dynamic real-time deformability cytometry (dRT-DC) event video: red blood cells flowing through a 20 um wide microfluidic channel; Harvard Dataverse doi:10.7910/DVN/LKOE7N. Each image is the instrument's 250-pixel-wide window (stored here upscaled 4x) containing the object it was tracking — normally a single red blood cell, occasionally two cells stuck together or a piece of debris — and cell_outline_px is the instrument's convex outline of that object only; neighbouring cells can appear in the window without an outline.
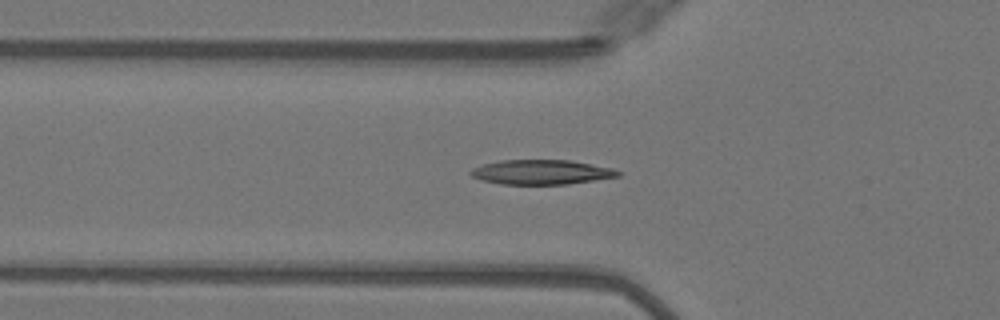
{"species": "Egyptian fruit bat (a non-hibernating species)", "species_latin": "Rousettus aegyptiacus", "temperature_condition": "warm", "stored_images_in_passage": 39, "camera_frame_rate_fps": 3000, "um_per_image_px": 0.085, "animal": {"sex": "female"}, "frame": {"image": 1, "passage_image": 11, "time_ms": 3.333, "image_size_px": [1000, 320], "cell_outline_px": [[620, 176], [568, 184], [500, 184], [484, 180], [472, 176], [468, 172], [472, 168], [484, 164], [500, 160], [572, 160], [612, 168], [620, 172]], "centroid_in_image_um": [46.02, 14.62], "position_along_channel_um": 79.8, "area_um2": 21.04}}
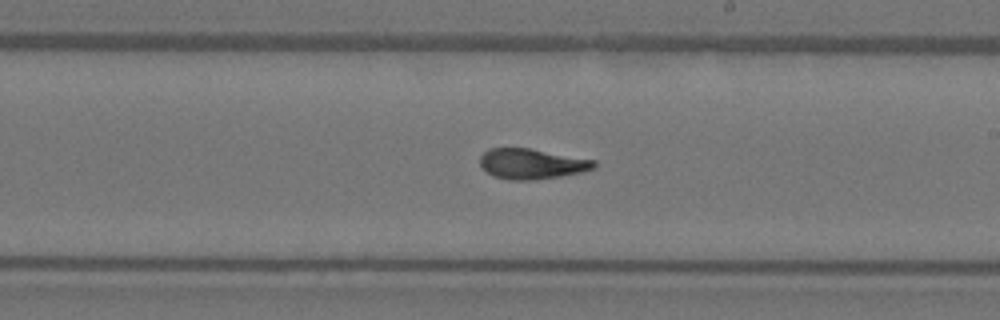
{"frame": {"image": 2, "passage_image": 23, "time_ms": 7.333, "image_size_px": [1000, 320], "cell_outline_px": [[596, 168], [580, 172], [560, 176], [536, 180], [508, 180], [492, 176], [480, 164], [480, 156], [488, 148], [528, 148], [596, 160]], "centroid_in_image_um": [45.19, 13.93], "position_along_channel_um": 243.8, "area_um2": 20.17}}
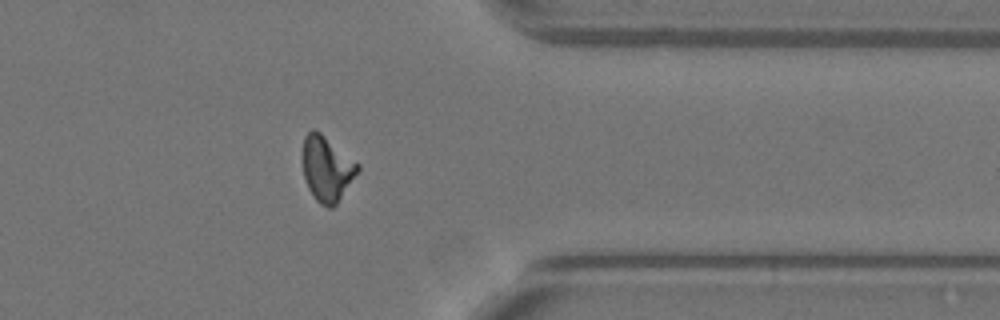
{"frame": {"image": 3, "passage_image": 34, "time_ms": 11.0, "image_size_px": [1000, 320], "cell_outline_px": [[360, 168], [336, 204], [332, 208], [328, 208], [320, 204], [312, 196], [308, 188], [304, 176], [300, 160], [300, 156], [304, 136], [312, 128], [320, 132], [360, 164]], "centroid_in_image_um": [27.73, 14.31], "position_along_channel_um": 383.7, "area_um2": 21.21}}